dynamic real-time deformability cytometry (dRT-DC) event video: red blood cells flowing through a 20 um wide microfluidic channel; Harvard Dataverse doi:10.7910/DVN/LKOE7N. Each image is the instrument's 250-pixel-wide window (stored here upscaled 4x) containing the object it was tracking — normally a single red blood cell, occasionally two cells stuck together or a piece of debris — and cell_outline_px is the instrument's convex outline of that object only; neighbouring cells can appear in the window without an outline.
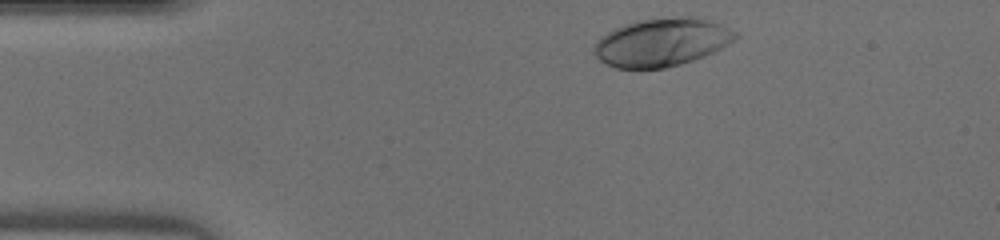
{"species": "human", "species_latin": "Homo sapiens", "temperature_condition": "warm", "stored_images_in_passage": 30, "camera_frame_rate_fps": 3000, "um_per_image_px": 0.085, "donor": {"sex": "male"}, "frame": {"image": 1, "passage_image": 1, "time_ms": 0.0, "image_size_px": [1000, 240], "cell_outline_px": [[740, 36], [736, 40], [704, 56], [680, 64], [664, 68], [640, 72], [616, 68], [600, 60], [596, 56], [592, 48], [596, 40], [600, 36], [624, 24], [636, 20], [688, 16], [696, 16], [712, 20], [736, 32]], "centroid_in_image_um": [56.22, 3.62], "position_along_channel_um": 28.8, "area_um2": 40.34}}
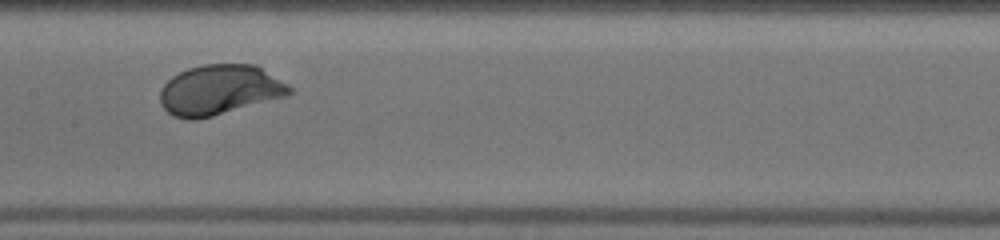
{"frame": {"image": 2, "passage_image": 16, "time_ms": 5.0, "image_size_px": [1000, 240], "cell_outline_px": [[296, 92], [288, 96], [212, 116], [196, 120], [188, 120], [172, 116], [160, 104], [160, 88], [172, 76], [188, 68], [204, 64], [256, 64], [288, 84]], "centroid_in_image_um": [18.68, 7.65], "position_along_channel_um": 188.7, "area_um2": 38.09}}
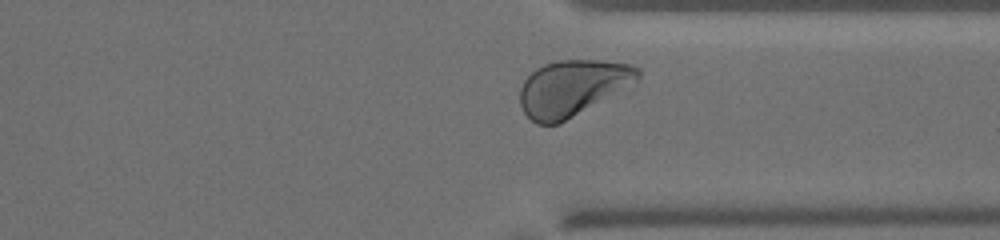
{"frame": {"image": 3, "passage_image": 28, "time_ms": 9.0, "image_size_px": [1000, 240], "cell_outline_px": [[640, 76], [636, 80], [560, 124], [536, 124], [524, 112], [520, 104], [520, 88], [524, 80], [536, 68], [544, 64], [560, 60], [600, 60], [632, 64], [640, 68]], "centroid_in_image_um": [48.6, 7.46], "position_along_channel_um": 362.8, "area_um2": 37.8}}